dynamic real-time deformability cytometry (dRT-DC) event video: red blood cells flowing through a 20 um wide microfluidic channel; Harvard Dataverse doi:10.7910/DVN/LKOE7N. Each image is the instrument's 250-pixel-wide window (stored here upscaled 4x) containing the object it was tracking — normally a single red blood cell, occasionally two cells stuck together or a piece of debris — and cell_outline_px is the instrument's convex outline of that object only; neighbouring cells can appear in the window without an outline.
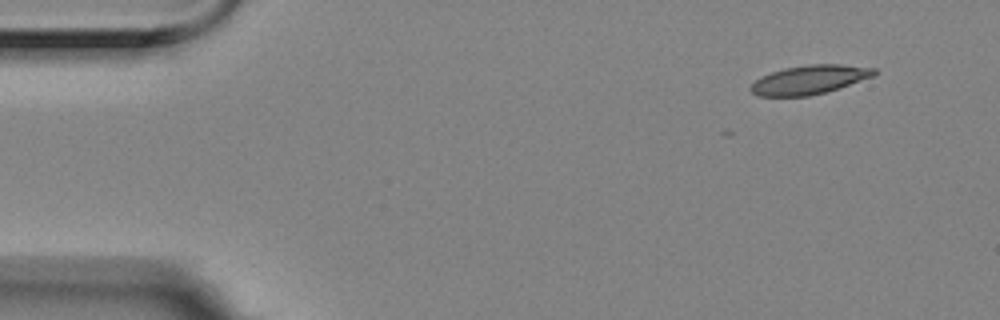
{"species": "Egyptian fruit bat (a non-hibernating species)", "species_latin": "Rousettus aegyptiacus", "temperature_condition": "room temperature", "stored_images_in_passage": 7, "camera_frame_rate_fps": 3000, "um_per_image_px": 0.085, "animal": {"sex": "female"}, "frame": {"image": 1, "passage_image": 1, "time_ms": 0.0, "image_size_px": [1000, 320], "cell_outline_px": [[876, 72], [872, 76], [824, 92], [808, 96], [756, 96], [748, 88], [760, 76], [784, 68], [808, 64], [840, 64], [876, 68]], "centroid_in_image_um": [68.73, 6.77], "position_along_channel_um": 16.3, "area_um2": 20.52}}